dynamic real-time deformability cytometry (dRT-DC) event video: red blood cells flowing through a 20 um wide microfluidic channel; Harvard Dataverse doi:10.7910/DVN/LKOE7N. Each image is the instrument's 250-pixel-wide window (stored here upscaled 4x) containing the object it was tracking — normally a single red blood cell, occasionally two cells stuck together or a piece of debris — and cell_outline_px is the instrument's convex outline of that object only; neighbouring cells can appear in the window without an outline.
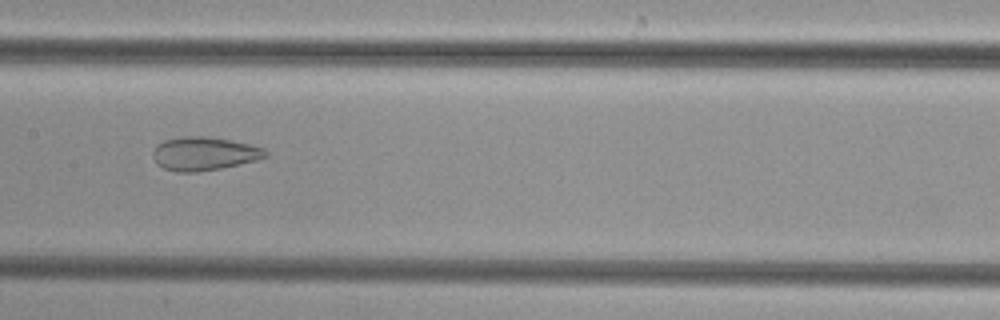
{"species": "common noctule bat (a hibernating species)", "species_latin": "Nyctalus noctula", "temperature_condition": "cold", "stored_images_in_passage": 32, "camera_frame_rate_fps": 3000, "um_per_image_px": 0.085, "animal": {"sex": "female", "body_mass_g": 29.2, "forearm_length_mm": 56.3}, "frame": {"image": 1, "passage_image": 11, "time_ms": 3.333, "image_size_px": [1000, 320], "cell_outline_px": [[268, 156], [256, 160], [220, 168], [196, 172], [176, 172], [164, 168], [156, 164], [152, 156], [152, 152], [156, 144], [164, 140], [184, 136], [208, 136], [252, 144], [264, 148], [268, 152]], "centroid_in_image_um": [17.33, 13.05], "position_along_channel_um": 190.1, "area_um2": 22.14}}
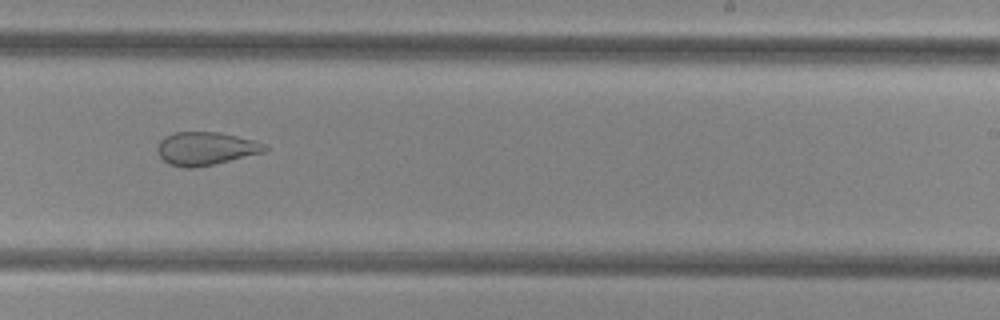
{"frame": {"image": 2, "passage_image": 17, "time_ms": 5.333, "image_size_px": [1000, 320], "cell_outline_px": [[268, 148], [264, 152], [212, 164], [192, 168], [184, 168], [168, 164], [160, 156], [156, 148], [160, 140], [164, 136], [176, 132], [220, 132], [256, 140], [268, 144]], "centroid_in_image_um": [17.49, 12.61], "position_along_channel_um": 271.5, "area_um2": 20.81}}
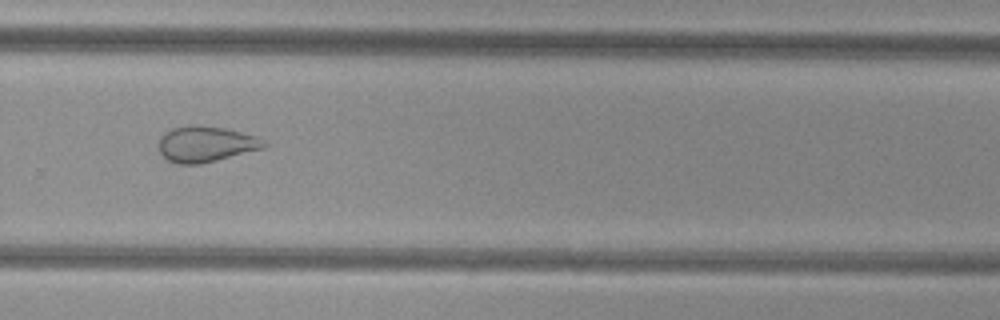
{"frame": {"image": 3, "passage_image": 20, "time_ms": 6.333, "image_size_px": [1000, 320], "cell_outline_px": [[268, 144], [264, 148], [200, 164], [176, 164], [168, 160], [160, 152], [160, 136], [164, 132], [172, 128], [188, 124], [200, 124], [224, 128], [260, 136]], "centroid_in_image_um": [17.51, 12.22], "position_along_channel_um": 312.3, "area_um2": 22.2}}